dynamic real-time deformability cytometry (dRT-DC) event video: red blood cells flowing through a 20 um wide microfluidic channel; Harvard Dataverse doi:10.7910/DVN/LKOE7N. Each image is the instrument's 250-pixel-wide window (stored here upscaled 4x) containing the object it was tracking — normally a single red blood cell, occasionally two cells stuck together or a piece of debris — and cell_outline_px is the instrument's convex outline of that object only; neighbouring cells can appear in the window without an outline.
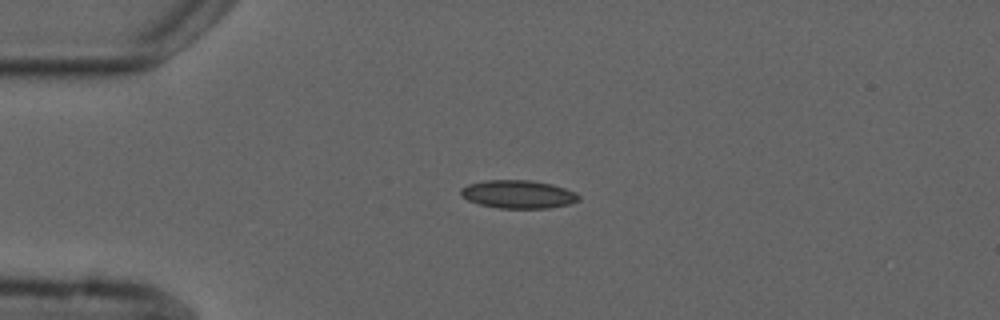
{"species": "common noctule bat (a hibernating species)", "species_latin": "Nyctalus noctula", "temperature_condition": "cold", "stored_images_in_passage": 2, "camera_frame_rate_fps": 3000, "um_per_image_px": 0.085, "animal": {"sex": "male", "forearm_length_mm": 52.5}, "frame": {"image": 1, "passage_image": 1, "time_ms": 0.0, "image_size_px": [1000, 320], "cell_outline_px": [[580, 200], [572, 204], [548, 208], [500, 208], [480, 204], [468, 200], [460, 196], [460, 188], [468, 184], [484, 180], [532, 180], [552, 184], [576, 192], [580, 196]], "centroid_in_image_um": [44.06, 16.51], "position_along_channel_um": 40.9, "area_um2": 19.54}}